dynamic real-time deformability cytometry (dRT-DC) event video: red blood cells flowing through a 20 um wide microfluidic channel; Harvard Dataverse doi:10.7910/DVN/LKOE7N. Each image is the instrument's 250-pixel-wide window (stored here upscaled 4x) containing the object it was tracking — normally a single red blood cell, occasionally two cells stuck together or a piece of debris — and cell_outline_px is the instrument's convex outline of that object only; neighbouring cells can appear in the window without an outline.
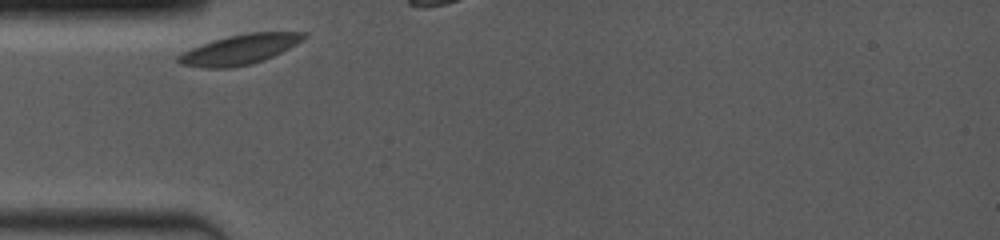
{"species": "common noctule bat (a hibernating species)", "species_latin": "Nyctalus noctula", "temperature_condition": "room temperature", "stored_images_in_passage": 4, "camera_frame_rate_fps": 4000, "um_per_image_px": 0.085, "animal": {"sex": "female", "body_mass_g": 19.0, "forearm_length_mm": 53.3}, "frame": {"image": 1, "passage_image": 1, "time_ms": 0.0, "image_size_px": [1000, 240], "cell_outline_px": [[308, 36], [304, 40], [264, 60], [232, 68], [204, 68], [180, 64], [176, 60], [176, 56], [192, 48], [228, 36], [248, 32], [308, 32]], "centroid_in_image_um": [20.4, 4.2], "position_along_channel_um": 64.6, "area_um2": 21.62}}